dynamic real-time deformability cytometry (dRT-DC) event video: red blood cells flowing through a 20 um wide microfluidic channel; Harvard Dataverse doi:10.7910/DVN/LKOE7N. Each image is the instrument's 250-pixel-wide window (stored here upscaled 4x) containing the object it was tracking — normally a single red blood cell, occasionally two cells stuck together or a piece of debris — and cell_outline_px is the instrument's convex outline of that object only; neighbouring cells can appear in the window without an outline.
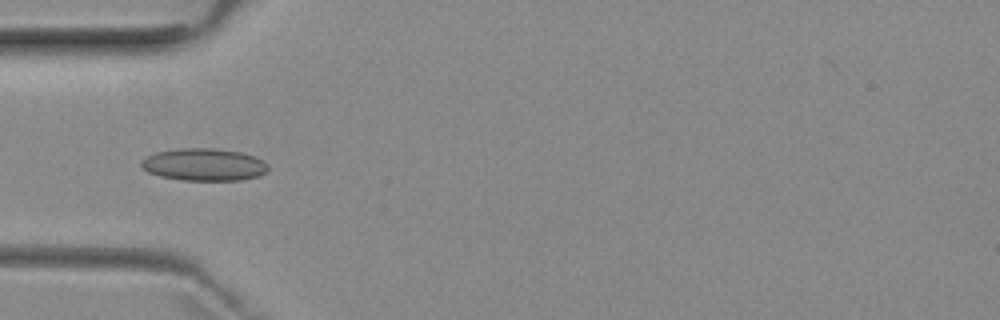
{"species": "common noctule bat (a hibernating species)", "species_latin": "Nyctalus noctula", "temperature_condition": "room temperature", "stored_images_in_passage": 2, "camera_frame_rate_fps": 3000, "um_per_image_px": 0.085, "animal": {"sex": "female", "body_mass_g": 29.2, "forearm_length_mm": 56.3}, "frame": {"image": 1, "passage_image": 2, "time_ms": 1.0, "image_size_px": [1000, 320], "cell_outline_px": [[268, 168], [260, 176], [240, 180], [184, 180], [160, 176], [148, 172], [140, 164], [140, 160], [144, 156], [156, 152], [176, 148], [212, 148], [240, 152], [256, 156], [268, 164]], "centroid_in_image_um": [17.32, 13.98], "position_along_channel_um": 67.7, "area_um2": 24.04}}